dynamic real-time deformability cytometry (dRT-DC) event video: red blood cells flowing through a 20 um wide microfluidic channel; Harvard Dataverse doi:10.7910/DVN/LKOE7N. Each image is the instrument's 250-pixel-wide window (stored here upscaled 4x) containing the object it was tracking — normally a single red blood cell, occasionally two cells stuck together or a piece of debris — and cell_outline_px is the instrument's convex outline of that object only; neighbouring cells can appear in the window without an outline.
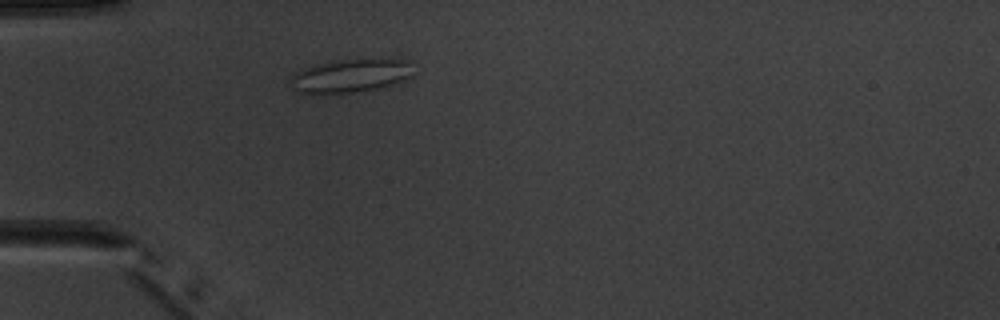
{"species": "common noctule bat (a hibernating species)", "species_latin": "Nyctalus noctula", "temperature_condition": "warm", "stored_images_in_passage": 2, "camera_frame_rate_fps": 3000, "um_per_image_px": 0.085, "animal": {"sex": "male", "body_mass_g": 20.1, "forearm_length_mm": 53.5}, "frame": {"image": 1, "passage_image": 2, "time_ms": 2.0, "image_size_px": [1000, 320], "cell_outline_px": [[408, 76], [404, 80], [380, 88], [352, 92], [300, 92], [292, 88], [288, 80], [296, 72], [312, 64], [336, 60], [380, 56], [404, 60]], "centroid_in_image_um": [29.72, 6.38], "position_along_channel_um": 55.3, "area_um2": 23.76}}